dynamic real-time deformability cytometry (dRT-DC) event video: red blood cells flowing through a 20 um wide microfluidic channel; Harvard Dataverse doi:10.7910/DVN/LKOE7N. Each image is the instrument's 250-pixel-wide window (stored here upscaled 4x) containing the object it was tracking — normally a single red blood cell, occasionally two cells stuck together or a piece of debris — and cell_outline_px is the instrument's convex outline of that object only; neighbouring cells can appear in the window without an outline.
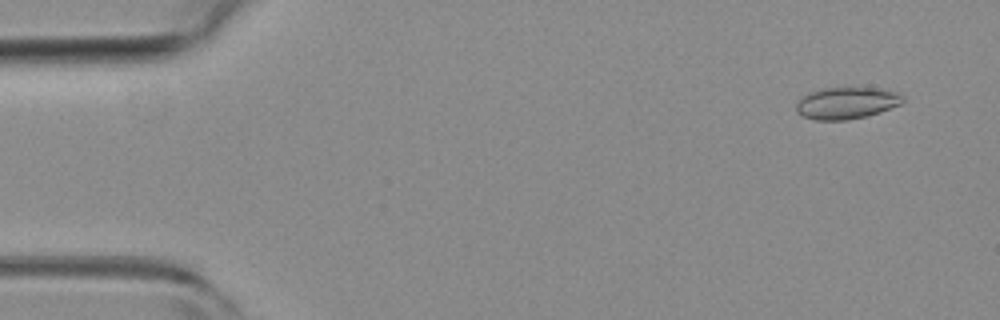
{"species": "common noctule bat (a hibernating species)", "species_latin": "Nyctalus noctula", "temperature_condition": "room temperature", "stored_images_in_passage": 5, "camera_frame_rate_fps": 3000, "um_per_image_px": 0.085, "animal": {"sex": "female", "body_mass_g": 19.3, "forearm_length_mm": 54.1}, "frame": {"image": 1, "passage_image": 2, "time_ms": 0.333, "image_size_px": [1000, 320], "cell_outline_px": [[904, 100], [900, 104], [880, 112], [868, 116], [848, 120], [816, 120], [804, 116], [796, 112], [796, 104], [808, 92], [820, 88], [880, 88], [896, 92], [904, 96]], "centroid_in_image_um": [71.96, 8.76], "position_along_channel_um": 13.0, "area_um2": 19.77}}
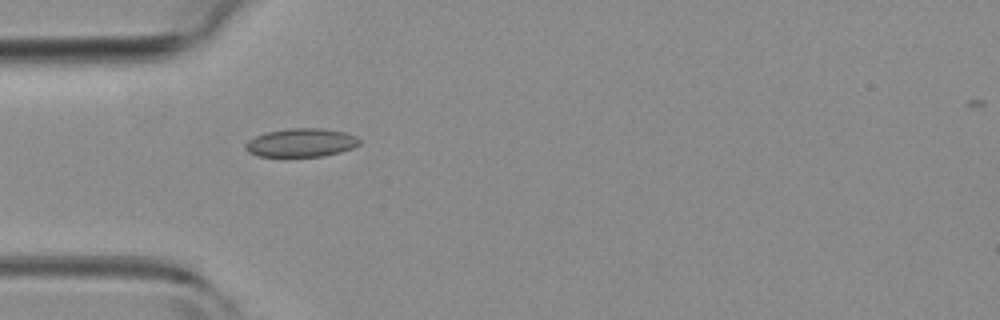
{"frame": {"image": 2, "passage_image": 5, "time_ms": 1.333, "image_size_px": [1000, 320], "cell_outline_px": [[360, 144], [352, 148], [340, 152], [324, 156], [284, 160], [256, 156], [248, 152], [244, 148], [244, 144], [248, 140], [256, 136], [268, 132], [288, 128], [324, 128], [344, 132], [356, 136], [360, 140]], "centroid_in_image_um": [25.54, 12.19], "position_along_channel_um": 59.5, "area_um2": 19.94}}